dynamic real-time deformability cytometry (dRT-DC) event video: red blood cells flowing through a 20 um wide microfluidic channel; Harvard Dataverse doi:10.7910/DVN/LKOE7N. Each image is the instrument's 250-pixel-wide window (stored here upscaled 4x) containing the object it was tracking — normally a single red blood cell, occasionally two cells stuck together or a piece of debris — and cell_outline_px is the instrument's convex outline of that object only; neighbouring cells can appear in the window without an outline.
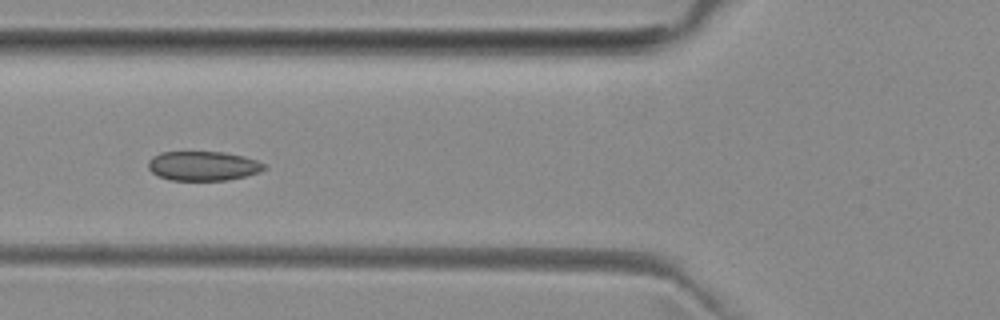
{"species": "common noctule bat (a hibernating species)", "species_latin": "Nyctalus noctula", "temperature_condition": "room temperature", "stored_images_in_passage": 4, "camera_frame_rate_fps": 3000, "um_per_image_px": 0.085, "animal": {"sex": "female", "body_mass_g": 29.2, "forearm_length_mm": 56.3}, "frame": {"image": 1, "passage_image": 4, "time_ms": 3.333, "image_size_px": [1000, 320], "cell_outline_px": [[268, 168], [260, 172], [228, 180], [168, 180], [152, 172], [148, 168], [148, 160], [152, 156], [160, 152], [224, 152], [244, 156], [268, 164]], "centroid_in_image_um": [17.29, 14.1], "position_along_channel_um": 108.5, "area_um2": 20.06}}